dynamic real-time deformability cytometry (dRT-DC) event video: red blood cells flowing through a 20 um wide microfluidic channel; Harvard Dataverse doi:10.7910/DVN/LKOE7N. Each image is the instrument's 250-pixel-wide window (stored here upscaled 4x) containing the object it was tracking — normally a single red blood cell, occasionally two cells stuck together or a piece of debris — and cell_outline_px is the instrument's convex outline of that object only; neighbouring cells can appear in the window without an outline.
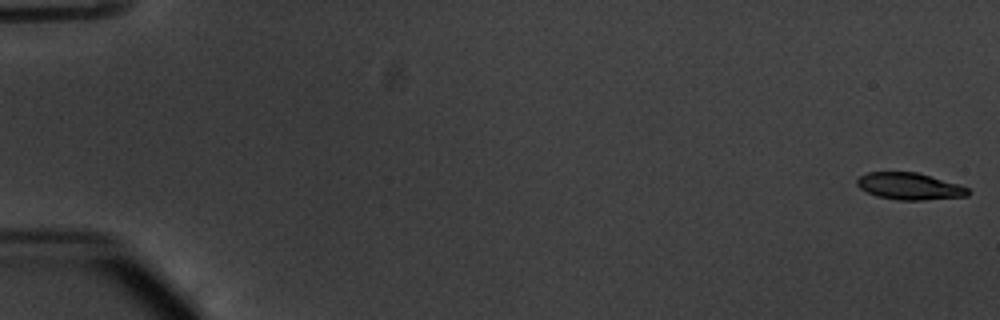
{"species": "common noctule bat (a hibernating species)", "species_latin": "Nyctalus noctula", "temperature_condition": "warm", "stored_images_in_passage": 55, "camera_frame_rate_fps": 3000, "um_per_image_px": 0.085, "animal": {"sex": "male", "body_mass_g": 20.1, "forearm_length_mm": 53.5}, "frame": {"image": 1, "passage_image": 1, "time_ms": 0.0, "image_size_px": [1000, 320], "cell_outline_px": [[972, 192], [968, 196], [924, 200], [896, 200], [876, 196], [860, 188], [856, 184], [856, 180], [860, 176], [868, 172], [916, 172], [956, 184], [968, 188]], "centroid_in_image_um": [77.29, 15.84], "position_along_channel_um": 7.7, "area_um2": 17.28}}
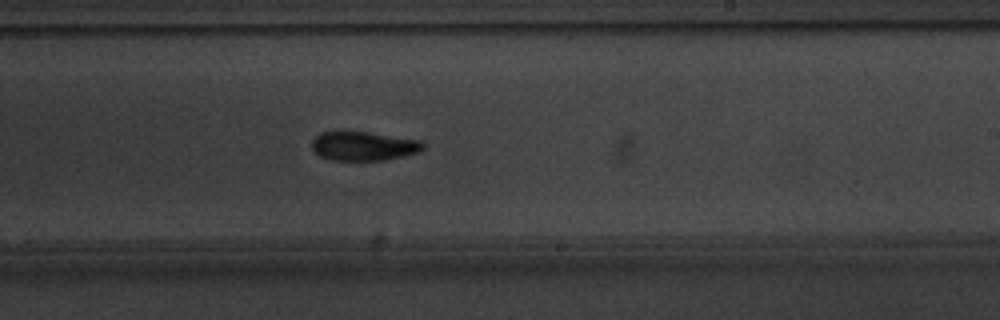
{"frame": {"image": 2, "passage_image": 34, "time_ms": 11.0, "image_size_px": [1000, 320], "cell_outline_px": [[424, 148], [420, 152], [384, 160], [328, 160], [320, 156], [312, 148], [312, 140], [320, 132], [344, 128], [420, 140], [424, 144]], "centroid_in_image_um": [30.85, 12.37], "position_along_channel_um": 258.2, "area_um2": 19.48}}
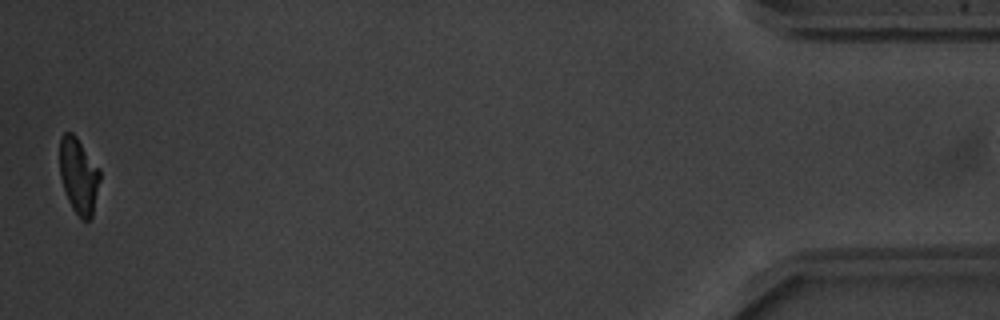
{"frame": {"image": 3, "passage_image": 54, "time_ms": 17.667, "image_size_px": [1000, 320], "cell_outline_px": [[100, 180], [92, 216], [88, 220], [80, 220], [72, 208], [68, 200], [60, 176], [60, 136], [64, 132], [72, 132], [76, 136], [100, 168]], "centroid_in_image_um": [6.69, 14.93], "position_along_channel_um": 428.5, "area_um2": 17.86}}